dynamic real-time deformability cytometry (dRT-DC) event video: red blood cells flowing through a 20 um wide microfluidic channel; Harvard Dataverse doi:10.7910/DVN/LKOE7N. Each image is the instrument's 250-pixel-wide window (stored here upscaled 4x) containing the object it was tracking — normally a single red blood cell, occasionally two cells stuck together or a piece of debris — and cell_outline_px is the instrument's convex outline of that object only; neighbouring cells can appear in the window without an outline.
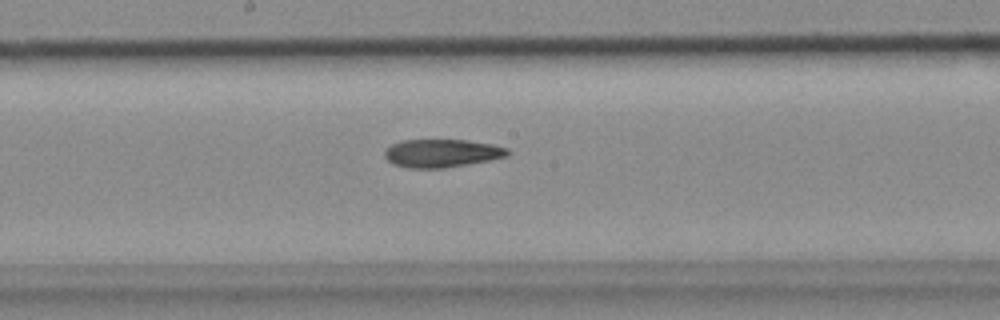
{"species": "common noctule bat (a hibernating species)", "species_latin": "Nyctalus noctula", "temperature_condition": "cold", "stored_images_in_passage": 20, "camera_frame_rate_fps": 3000, "um_per_image_px": 0.085, "animal": {"sex": "female", "body_mass_g": 18.4}, "frame": {"image": 1, "passage_image": 15, "time_ms": 4.667, "image_size_px": [1000, 320], "cell_outline_px": [[512, 152], [508, 156], [468, 164], [444, 168], [408, 168], [392, 164], [384, 156], [384, 148], [400, 140], [468, 140], [492, 144], [508, 148]], "centroid_in_image_um": [37.54, 13.02], "position_along_channel_um": 210.7, "area_um2": 20.35}}